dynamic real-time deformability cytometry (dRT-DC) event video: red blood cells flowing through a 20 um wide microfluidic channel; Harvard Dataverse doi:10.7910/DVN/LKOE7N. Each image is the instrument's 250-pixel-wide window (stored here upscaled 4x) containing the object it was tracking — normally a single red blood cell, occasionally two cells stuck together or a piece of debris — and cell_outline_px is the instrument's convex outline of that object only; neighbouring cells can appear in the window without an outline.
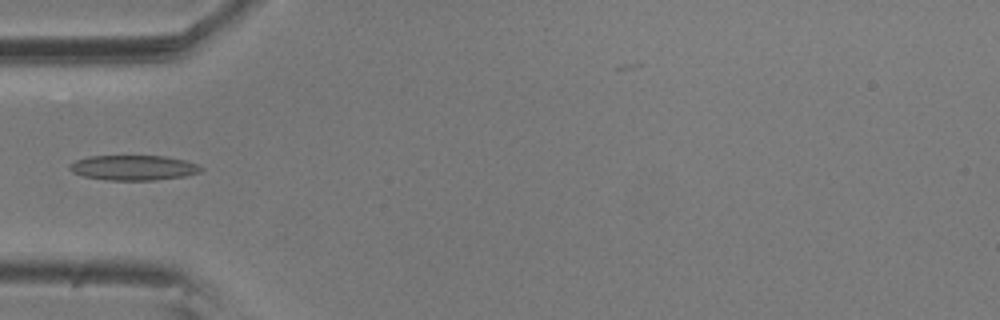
{"species": "common noctule bat (a hibernating species)", "species_latin": "Nyctalus noctula", "temperature_condition": "room temperature", "stored_images_in_passage": 11, "camera_frame_rate_fps": 3000, "um_per_image_px": 0.085, "animal": {"sex": "male", "body_mass_g": 20.5, "forearm_length_mm": 52.5}, "frame": {"image": 1, "passage_image": 5, "time_ms": 1.333, "image_size_px": [1000, 320], "cell_outline_px": [[204, 168], [200, 172], [184, 176], [156, 180], [108, 180], [84, 176], [72, 172], [68, 168], [68, 164], [76, 160], [88, 156], [164, 156], [184, 160], [196, 164]], "centroid_in_image_um": [11.32, 14.25], "position_along_channel_um": 73.7, "area_um2": 19.13}}
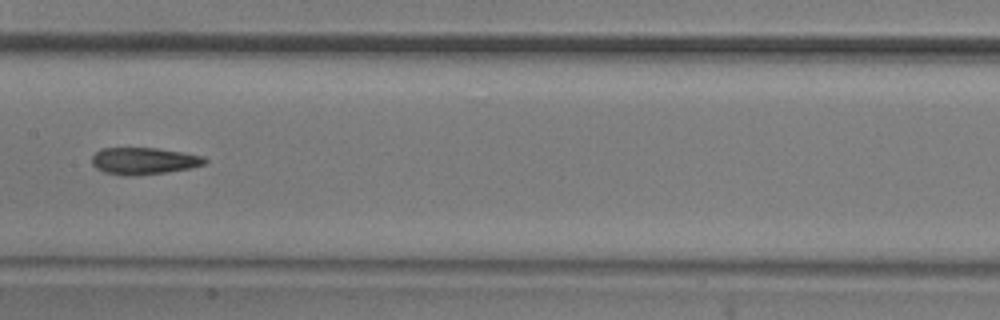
{"frame": {"image": 2, "passage_image": 8, "time_ms": 2.333, "image_size_px": [1000, 320], "cell_outline_px": [[208, 160], [204, 164], [192, 168], [136, 176], [124, 176], [104, 172], [96, 168], [92, 164], [92, 156], [100, 148], [156, 148], [184, 152], [204, 156]], "centroid_in_image_um": [12.23, 13.68], "position_along_channel_um": 195.2, "area_um2": 17.86}}
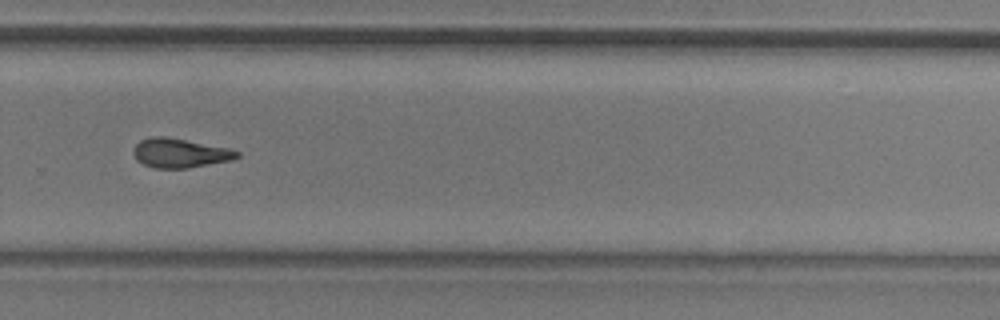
{"frame": {"image": 3, "passage_image": 11, "time_ms": 3.333, "image_size_px": [1000, 320], "cell_outline_px": [[240, 156], [228, 160], [188, 168], [156, 168], [144, 164], [136, 160], [132, 152], [136, 144], [140, 140], [148, 136], [164, 136], [228, 148], [240, 152]], "centroid_in_image_um": [15.23, 13.0], "position_along_channel_um": 314.6, "area_um2": 17.46}}